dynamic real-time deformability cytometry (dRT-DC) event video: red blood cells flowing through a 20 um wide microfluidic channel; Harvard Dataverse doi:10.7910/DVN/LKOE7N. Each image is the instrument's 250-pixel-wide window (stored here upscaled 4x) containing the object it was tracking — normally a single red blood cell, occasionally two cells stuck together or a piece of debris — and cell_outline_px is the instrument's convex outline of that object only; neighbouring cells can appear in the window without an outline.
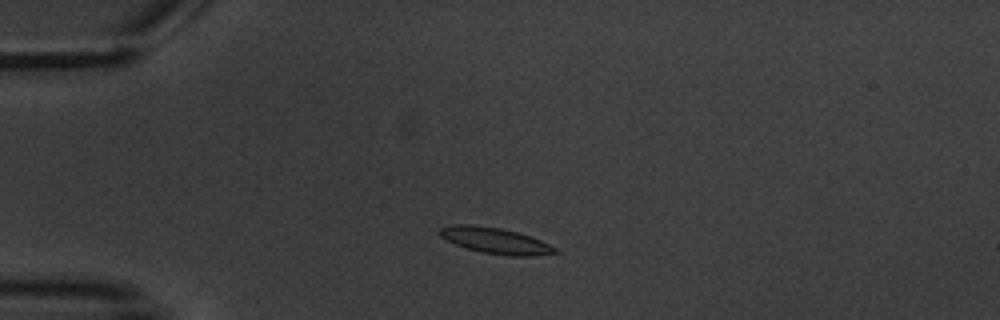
{"species": "common noctule bat (a hibernating species)", "species_latin": "Nyctalus noctula", "temperature_condition": "warm", "stored_images_in_passage": 2, "camera_frame_rate_fps": 3000, "um_per_image_px": 0.085, "animal": {"sex": "male", "body_mass_g": 20.1, "forearm_length_mm": 53.5}, "frame": {"image": 1, "passage_image": 1, "time_ms": 0.0, "image_size_px": [1000, 320], "cell_outline_px": [[560, 252], [532, 256], [512, 256], [480, 252], [456, 244], [440, 236], [436, 232], [440, 228], [452, 224], [472, 224], [500, 228], [516, 232], [540, 240], [556, 248]], "centroid_in_image_um": [42.07, 20.45], "position_along_channel_um": 42.9, "area_um2": 17.34}}